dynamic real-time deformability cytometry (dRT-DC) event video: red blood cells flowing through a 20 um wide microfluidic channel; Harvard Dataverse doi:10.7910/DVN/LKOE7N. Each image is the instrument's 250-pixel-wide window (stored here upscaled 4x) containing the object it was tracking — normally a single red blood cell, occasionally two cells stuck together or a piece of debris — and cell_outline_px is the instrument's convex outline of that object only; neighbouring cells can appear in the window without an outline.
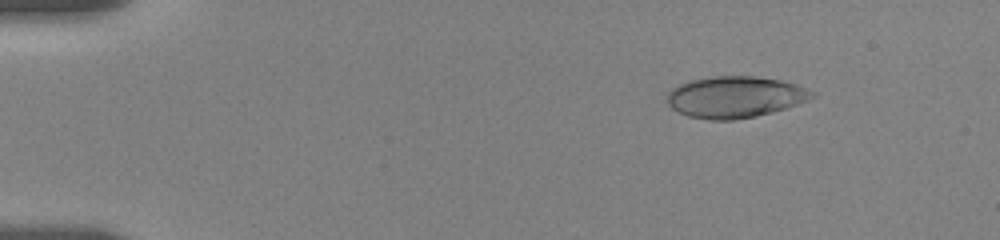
{"species": "human", "species_latin": "Homo sapiens", "temperature_condition": "room temperature", "stored_images_in_passage": 42, "camera_frame_rate_fps": 3000, "um_per_image_px": 0.085, "donor": {"sex": "female"}, "frame": {"image": 1, "passage_image": 2, "time_ms": 0.667, "image_size_px": [1000, 240], "cell_outline_px": [[816, 96], [808, 100], [772, 112], [756, 116], [732, 120], [708, 120], [688, 116], [672, 108], [668, 104], [668, 92], [672, 88], [688, 80], [712, 76], [752, 76], [780, 80], [796, 84], [816, 92]], "centroid_in_image_um": [62.48, 8.24], "position_along_channel_um": 22.5, "area_um2": 34.97}}
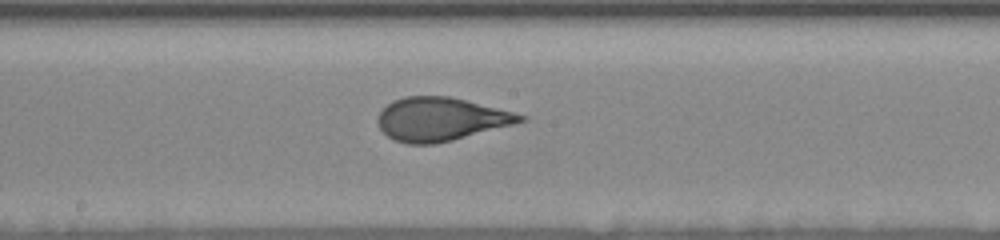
{"frame": {"image": 2, "passage_image": 21, "time_ms": 8.667, "image_size_px": [1000, 240], "cell_outline_px": [[528, 120], [452, 140], [436, 144], [408, 144], [392, 140], [380, 128], [376, 120], [380, 112], [392, 100], [404, 96], [448, 96], [528, 116]], "centroid_in_image_um": [37.42, 10.13], "position_along_channel_um": 210.8, "area_um2": 35.72}}
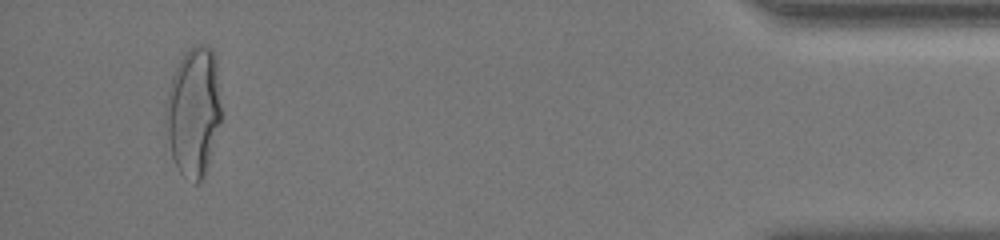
{"frame": {"image": 3, "passage_image": 39, "time_ms": 16.333, "image_size_px": [1000, 240], "cell_outline_px": [[220, 120], [204, 172], [200, 180], [196, 184], [184, 176], [180, 172], [172, 156], [168, 136], [164, 108], [172, 76], [184, 52], [188, 48], [196, 44], [200, 44], [212, 48], [216, 56], [220, 108]], "centroid_in_image_um": [16.43, 9.4], "position_along_channel_um": 418.8, "area_um2": 40.98}, "authors_computed_cell_mechanics": {"area_um2": 35.8649, "velocity_mm_per_s": 3.5168, "shape_relaxation_time_tau1_ms": 4.7247, "shape_relaxation_time_tau2_ms": null, "deformation_change_tau1": 0.1836, "deformation_change_tau2": null}}